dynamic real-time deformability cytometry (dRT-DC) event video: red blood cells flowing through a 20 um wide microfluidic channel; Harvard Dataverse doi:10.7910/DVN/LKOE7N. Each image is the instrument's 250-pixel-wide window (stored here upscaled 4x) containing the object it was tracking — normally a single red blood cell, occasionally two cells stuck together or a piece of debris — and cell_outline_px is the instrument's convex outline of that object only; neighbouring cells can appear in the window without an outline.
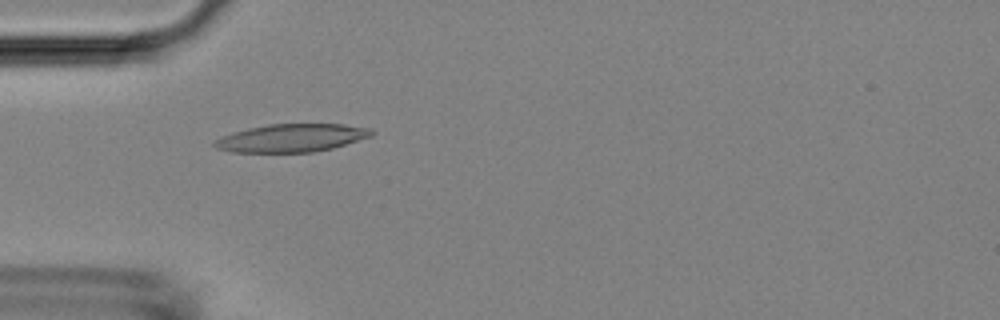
{"species": "Egyptian fruit bat (a non-hibernating species)", "species_latin": "Rousettus aegyptiacus", "temperature_condition": "room temperature", "stored_images_in_passage": 4, "camera_frame_rate_fps": 3000, "um_per_image_px": 0.085, "animal": {"sex": "female"}, "frame": {"image": 1, "passage_image": 4, "time_ms": 4.0, "image_size_px": [1000, 320], "cell_outline_px": [[376, 132], [372, 136], [332, 148], [312, 152], [232, 152], [216, 148], [212, 144], [216, 140], [232, 132], [248, 128], [268, 124], [344, 124], [372, 128]], "centroid_in_image_um": [24.82, 11.72], "position_along_channel_um": 60.2, "area_um2": 25.61}}